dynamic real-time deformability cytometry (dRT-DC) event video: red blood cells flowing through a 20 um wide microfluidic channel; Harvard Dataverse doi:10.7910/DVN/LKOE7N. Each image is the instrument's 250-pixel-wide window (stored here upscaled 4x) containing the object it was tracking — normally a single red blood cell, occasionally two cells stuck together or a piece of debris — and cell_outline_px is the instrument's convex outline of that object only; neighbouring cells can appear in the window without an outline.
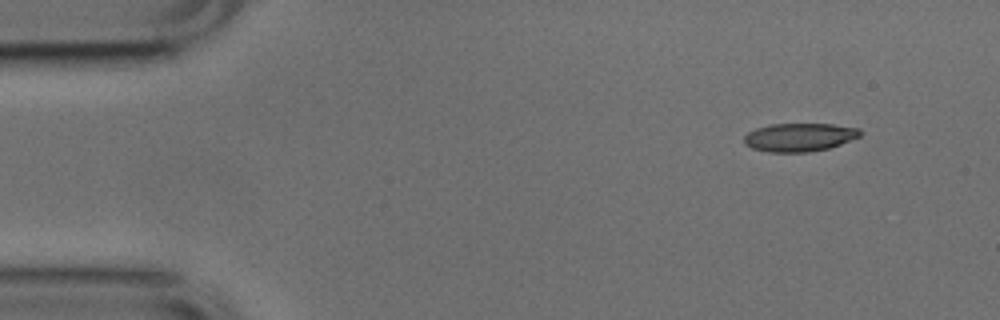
{"species": "common noctule bat (a hibernating species)", "species_latin": "Nyctalus noctula", "temperature_condition": "cold", "stored_images_in_passage": 18, "camera_frame_rate_fps": 3000, "um_per_image_px": 0.085, "animal": {"sex": "male", "body_mass_g": 17.9, "forearm_length_mm": 54.2}, "frame": {"image": 1, "passage_image": 1, "time_ms": 0.0, "image_size_px": [1000, 320], "cell_outline_px": [[860, 136], [840, 144], [828, 148], [808, 152], [768, 152], [752, 148], [744, 144], [744, 136], [748, 132], [756, 128], [772, 124], [832, 124], [860, 128]], "centroid_in_image_um": [67.92, 11.66], "position_along_channel_um": 17.1, "area_um2": 19.07}}